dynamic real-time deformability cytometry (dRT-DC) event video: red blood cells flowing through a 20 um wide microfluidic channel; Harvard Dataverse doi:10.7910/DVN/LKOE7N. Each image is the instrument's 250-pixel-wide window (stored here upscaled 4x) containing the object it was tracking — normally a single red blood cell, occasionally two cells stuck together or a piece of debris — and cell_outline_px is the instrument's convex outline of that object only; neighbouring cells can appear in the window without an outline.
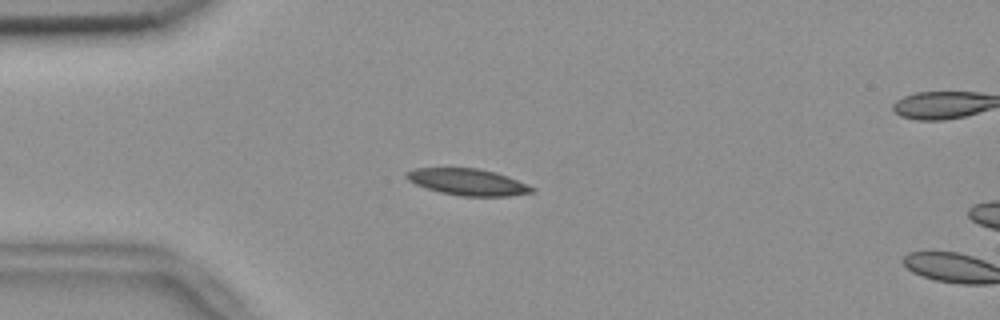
{"species": "common noctule bat (a hibernating species)", "species_latin": "Nyctalus noctula", "temperature_condition": "room temperature", "stored_images_in_passage": 7, "camera_frame_rate_fps": 3000, "um_per_image_px": 0.085, "animal": {"sex": "female", "body_mass_g": 18.4}, "frame": {"image": 1, "passage_image": 5, "time_ms": 1.333, "image_size_px": [1000, 320], "cell_outline_px": [[536, 192], [508, 196], [460, 196], [440, 192], [416, 184], [408, 180], [404, 176], [408, 172], [416, 168], [480, 168], [496, 172], [508, 176], [536, 188]], "centroid_in_image_um": [39.81, 15.47], "position_along_channel_um": 45.2, "area_um2": 19.42}}